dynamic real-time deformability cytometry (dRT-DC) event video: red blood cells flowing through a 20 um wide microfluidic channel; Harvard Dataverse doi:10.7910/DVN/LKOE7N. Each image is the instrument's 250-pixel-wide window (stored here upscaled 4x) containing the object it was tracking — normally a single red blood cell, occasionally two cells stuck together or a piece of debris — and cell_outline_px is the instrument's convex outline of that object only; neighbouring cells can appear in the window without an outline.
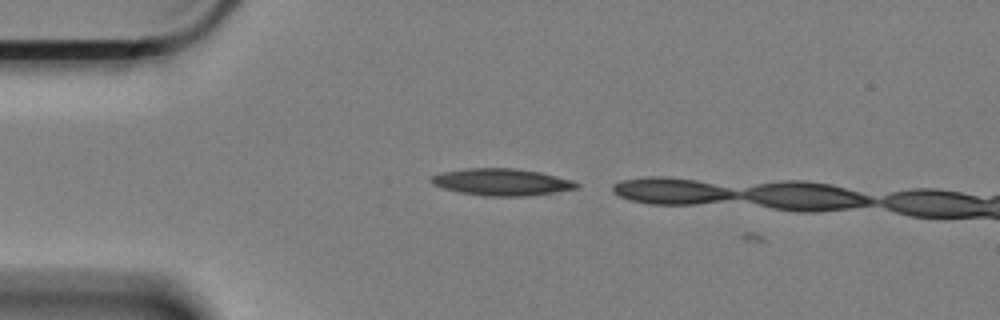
{"species": "Egyptian fruit bat (a non-hibernating species)", "species_latin": "Rousettus aegyptiacus", "temperature_condition": "cold", "stored_images_in_passage": 5, "camera_frame_rate_fps": 3000, "um_per_image_px": 0.085, "animal": {"sex": "female"}, "frame": {"image": 1, "passage_image": 3, "time_ms": 0.667, "image_size_px": [1000, 320], "cell_outline_px": [[580, 188], [524, 196], [484, 196], [460, 192], [444, 188], [432, 184], [428, 180], [432, 176], [444, 172], [464, 168], [516, 168], [540, 172], [572, 180], [580, 184]], "centroid_in_image_um": [42.64, 15.47], "position_along_channel_um": 42.4, "area_um2": 22.72}}